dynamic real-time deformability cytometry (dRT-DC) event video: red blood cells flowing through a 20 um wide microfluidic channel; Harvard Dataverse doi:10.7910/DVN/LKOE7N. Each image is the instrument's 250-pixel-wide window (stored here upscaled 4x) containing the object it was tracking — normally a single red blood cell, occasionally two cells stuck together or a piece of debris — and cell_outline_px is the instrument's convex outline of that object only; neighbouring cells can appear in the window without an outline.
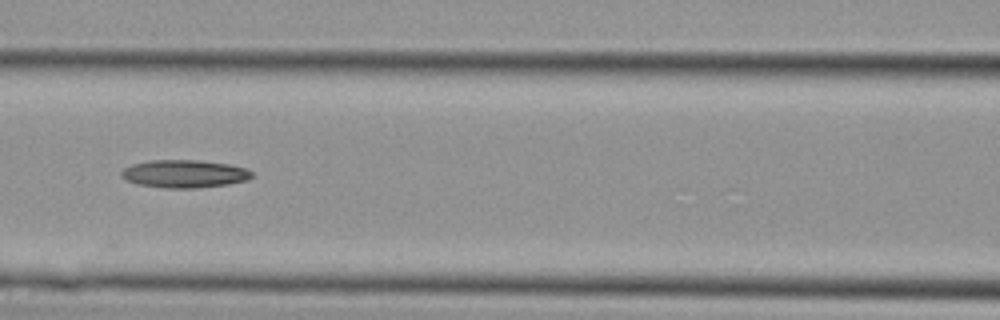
{"species": "Egyptian fruit bat (a non-hibernating species)", "species_latin": "Rousettus aegyptiacus", "temperature_condition": "cold", "stored_images_in_passage": 4, "camera_frame_rate_fps": 3000, "um_per_image_px": 0.085, "animal": {"sex": "female"}, "frame": {"image": 1, "passage_image": 4, "time_ms": 1.0, "image_size_px": [1000, 320], "cell_outline_px": [[256, 176], [248, 180], [228, 184], [196, 188], [164, 188], [140, 184], [128, 180], [120, 176], [120, 172], [124, 168], [132, 164], [148, 160], [200, 160], [228, 164], [244, 168], [252, 172]], "centroid_in_image_um": [15.69, 14.77], "position_along_channel_um": 150.9, "area_um2": 21.21}}